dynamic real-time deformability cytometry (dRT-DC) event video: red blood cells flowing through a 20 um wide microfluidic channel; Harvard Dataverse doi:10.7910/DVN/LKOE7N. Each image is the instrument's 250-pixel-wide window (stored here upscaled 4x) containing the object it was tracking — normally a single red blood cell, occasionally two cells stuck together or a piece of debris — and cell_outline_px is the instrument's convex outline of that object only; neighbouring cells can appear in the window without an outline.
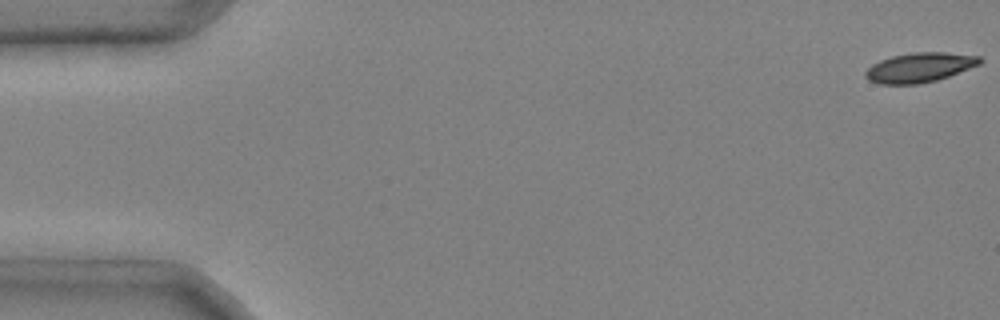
{"species": "common noctule bat (a hibernating species)", "species_latin": "Nyctalus noctula", "temperature_condition": "cold", "stored_images_in_passage": 11, "camera_frame_rate_fps": 3000, "um_per_image_px": 0.085, "animal": {"sex": "male", "body_mass_g": 20.4}, "frame": {"image": 1, "passage_image": 1, "time_ms": 0.0, "image_size_px": [1000, 320], "cell_outline_px": [[984, 60], [980, 64], [948, 76], [936, 80], [920, 84], [880, 84], [868, 80], [864, 76], [864, 72], [872, 64], [880, 60], [892, 56], [912, 52], [944, 52], [980, 56]], "centroid_in_image_um": [78.15, 5.73], "position_along_channel_um": 6.9, "area_um2": 19.77}}